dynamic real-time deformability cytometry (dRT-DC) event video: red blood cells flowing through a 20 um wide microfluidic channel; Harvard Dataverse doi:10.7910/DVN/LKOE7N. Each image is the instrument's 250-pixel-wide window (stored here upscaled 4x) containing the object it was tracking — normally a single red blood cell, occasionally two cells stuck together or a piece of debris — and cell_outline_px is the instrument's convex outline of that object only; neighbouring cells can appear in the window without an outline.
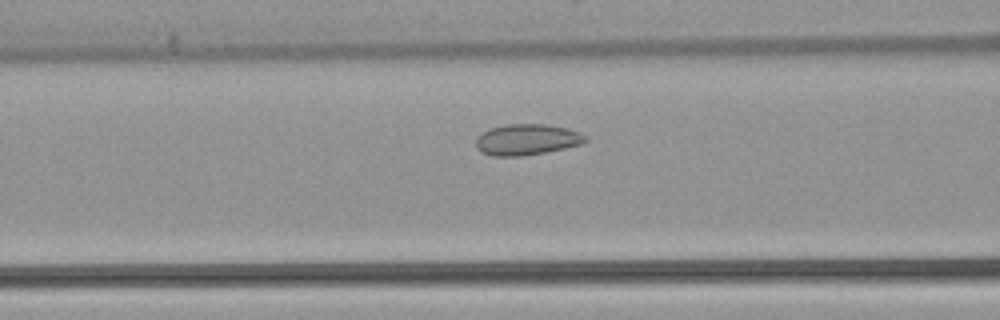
{"species": "common noctule bat (a hibernating species)", "species_latin": "Nyctalus noctula", "temperature_condition": "warm", "stored_images_in_passage": 47, "camera_frame_rate_fps": 3000, "um_per_image_px": 0.085, "animal": {"sex": "female", "body_mass_g": 22.7, "forearm_length_mm": 54.2}, "frame": {"image": 1, "passage_image": 16, "time_ms": 5.0, "image_size_px": [1000, 320], "cell_outline_px": [[588, 140], [584, 144], [544, 152], [520, 156], [492, 156], [480, 152], [476, 148], [476, 136], [480, 132], [488, 128], [508, 124], [544, 124], [568, 128], [580, 132], [588, 136]], "centroid_in_image_um": [44.77, 11.86], "position_along_channel_um": 121.8, "area_um2": 20.11}}
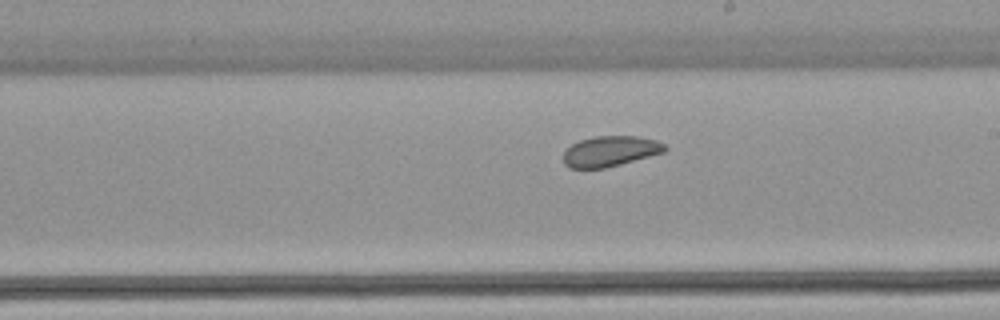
{"frame": {"image": 2, "passage_image": 25, "time_ms": 8.0, "image_size_px": [1000, 320], "cell_outline_px": [[668, 148], [664, 152], [620, 164], [604, 168], [568, 168], [564, 164], [564, 152], [572, 144], [580, 140], [596, 136], [636, 136], [656, 140], [664, 144]], "centroid_in_image_um": [51.86, 12.85], "position_along_channel_um": 237.1, "area_um2": 17.86}}
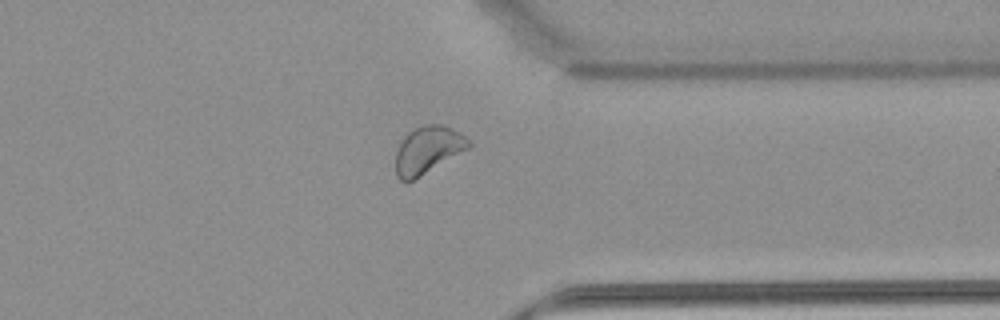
{"frame": {"image": 3, "passage_image": 36, "time_ms": 11.667, "image_size_px": [1000, 320], "cell_outline_px": [[472, 144], [468, 148], [412, 180], [400, 180], [396, 176], [396, 152], [404, 136], [408, 132], [424, 124], [440, 124], [452, 128], [464, 136]], "centroid_in_image_um": [36.34, 12.72], "position_along_channel_um": 375.1, "area_um2": 19.54}, "authors_computed_cell_mechanics": {"area_um2": 20.1144, "velocity_mm_per_s": 3.8588, "shape_relaxation_time_tau1_ms": null, "shape_relaxation_time_tau2_ms": 5.2103, "deformation_change_tau1": null, "deformation_change_tau2": 0.0643}}